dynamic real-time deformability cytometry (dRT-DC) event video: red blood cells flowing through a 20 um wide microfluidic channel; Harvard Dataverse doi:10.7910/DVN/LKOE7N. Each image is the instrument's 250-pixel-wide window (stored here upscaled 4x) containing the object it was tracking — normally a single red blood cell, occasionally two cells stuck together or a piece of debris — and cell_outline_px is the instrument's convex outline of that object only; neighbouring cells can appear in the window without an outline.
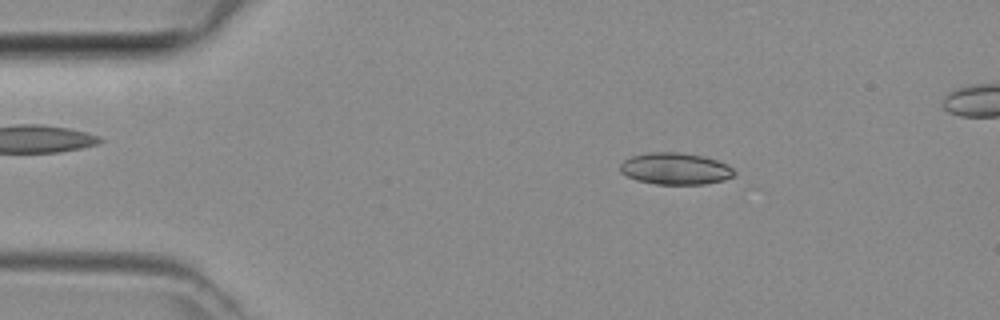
{"species": "common noctule bat (a hibernating species)", "species_latin": "Nyctalus noctula", "temperature_condition": "room temperature", "stored_images_in_passage": 37, "camera_frame_rate_fps": 3000, "um_per_image_px": 0.085, "animal": {"sex": "female", "body_mass_g": 29.2, "forearm_length_mm": 56.3}, "frame": {"image": 1, "passage_image": 2, "time_ms": 0.333, "image_size_px": [1000, 320], "cell_outline_px": [[736, 176], [724, 180], [704, 184], [656, 184], [636, 180], [620, 172], [620, 164], [624, 160], [632, 156], [648, 152], [680, 152], [704, 156], [728, 164], [736, 172]], "centroid_in_image_um": [57.43, 14.33], "position_along_channel_um": 27.6, "area_um2": 21.27}}
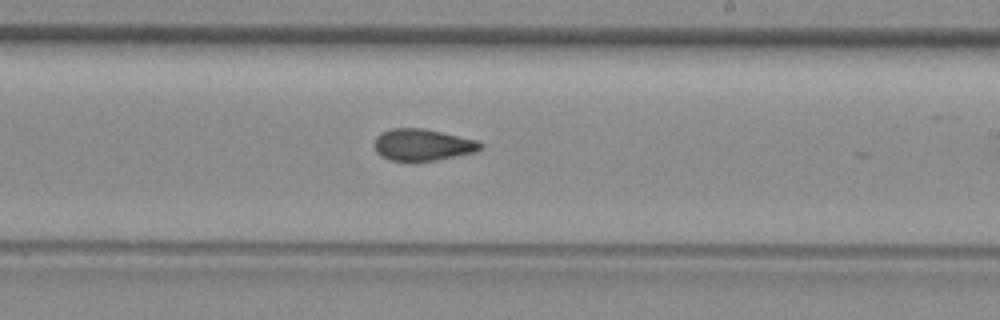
{"frame": {"image": 2, "passage_image": 21, "time_ms": 6.667, "image_size_px": [1000, 320], "cell_outline_px": [[484, 144], [476, 152], [436, 160], [388, 160], [380, 156], [376, 152], [376, 136], [380, 132], [392, 128], [424, 128], [476, 140]], "centroid_in_image_um": [35.91, 12.3], "position_along_channel_um": 253.1, "area_um2": 19.42}}
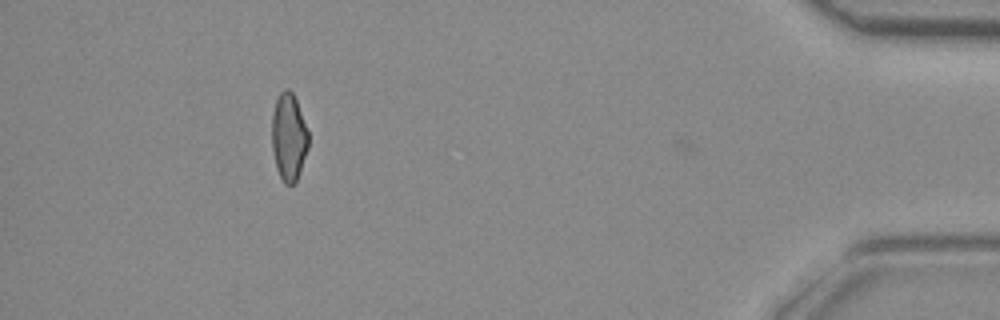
{"frame": {"image": 3, "passage_image": 36, "time_ms": 11.667, "image_size_px": [1000, 320], "cell_outline_px": [[308, 148], [300, 172], [296, 180], [292, 184], [284, 184], [276, 168], [272, 148], [272, 116], [276, 100], [280, 92], [284, 88], [288, 88], [292, 92], [296, 100], [308, 132]], "centroid_in_image_um": [24.53, 11.65], "position_along_channel_um": 410.7, "area_um2": 18.5}}